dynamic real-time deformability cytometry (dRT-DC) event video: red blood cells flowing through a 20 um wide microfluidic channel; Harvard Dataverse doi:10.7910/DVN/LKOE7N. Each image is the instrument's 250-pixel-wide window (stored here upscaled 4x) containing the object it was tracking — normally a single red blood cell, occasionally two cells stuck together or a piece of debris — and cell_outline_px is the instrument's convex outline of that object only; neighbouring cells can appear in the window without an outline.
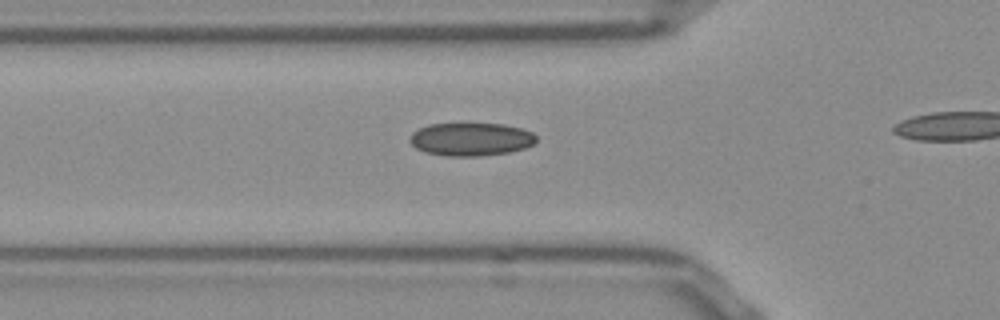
{"species": "Egyptian fruit bat (a non-hibernating species)", "species_latin": "Rousettus aegyptiacus", "temperature_condition": "room temperature", "stored_images_in_passage": 18, "camera_frame_rate_fps": 3000, "um_per_image_px": 0.085, "frame": {"image": 1, "passage_image": 13, "time_ms": 4.0, "image_size_px": [1000, 320], "cell_outline_px": [[536, 140], [532, 144], [524, 148], [508, 152], [480, 156], [448, 156], [424, 152], [416, 148], [408, 140], [412, 132], [428, 124], [504, 124], [520, 128], [532, 132], [536, 136]], "centroid_in_image_um": [40.0, 11.84], "position_along_channel_um": 85.8, "area_um2": 24.28}}
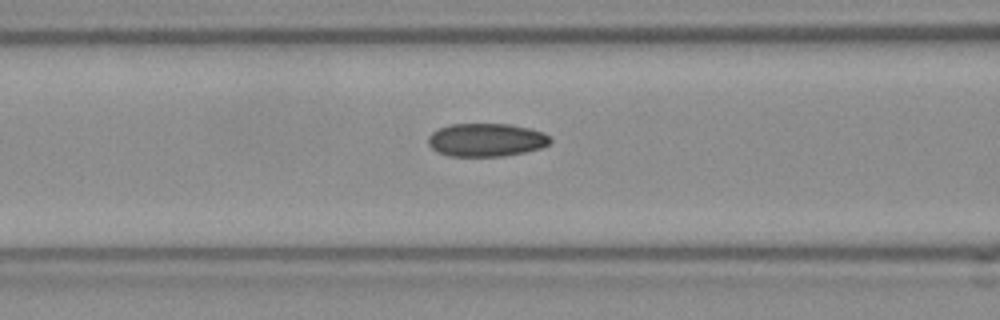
{"frame": {"image": 2, "passage_image": 16, "time_ms": 5.0, "image_size_px": [1000, 320], "cell_outline_px": [[552, 140], [548, 144], [540, 148], [524, 152], [504, 156], [448, 156], [436, 152], [428, 144], [428, 136], [432, 132], [448, 124], [508, 124], [528, 128], [544, 132]], "centroid_in_image_um": [41.3, 11.89], "position_along_channel_um": 125.3, "area_um2": 23.64}}